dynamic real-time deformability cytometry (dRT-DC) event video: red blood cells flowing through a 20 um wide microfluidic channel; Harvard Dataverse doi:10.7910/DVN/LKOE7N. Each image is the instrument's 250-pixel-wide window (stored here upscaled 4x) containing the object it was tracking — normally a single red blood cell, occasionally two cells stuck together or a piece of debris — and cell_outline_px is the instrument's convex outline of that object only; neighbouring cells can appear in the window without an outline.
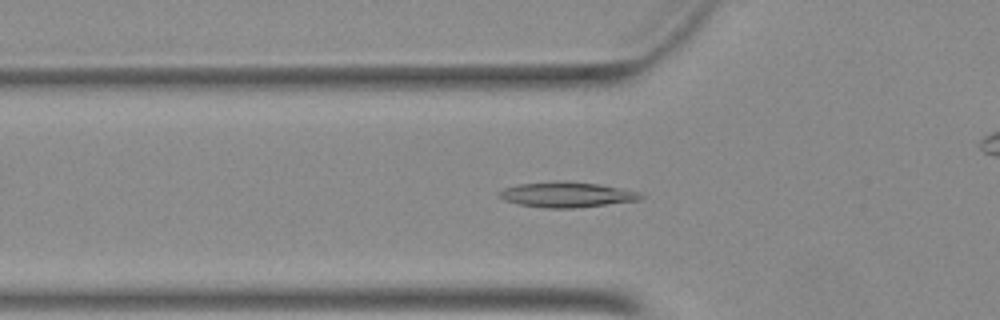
{"species": "Egyptian fruit bat (a non-hibernating species)", "species_latin": "Rousettus aegyptiacus", "temperature_condition": "warm", "stored_images_in_passage": 41, "camera_frame_rate_fps": 3000, "um_per_image_px": 0.085, "animal": {"sex": "female"}, "frame": {"image": 1, "passage_image": 7, "time_ms": 2.0, "image_size_px": [1000, 320], "cell_outline_px": [[644, 196], [640, 200], [576, 208], [544, 208], [520, 204], [504, 200], [496, 196], [496, 192], [504, 188], [520, 184], [564, 180], [600, 184], [644, 192]], "centroid_in_image_um": [48.2, 16.54], "position_along_channel_um": 77.6, "area_um2": 21.21}}
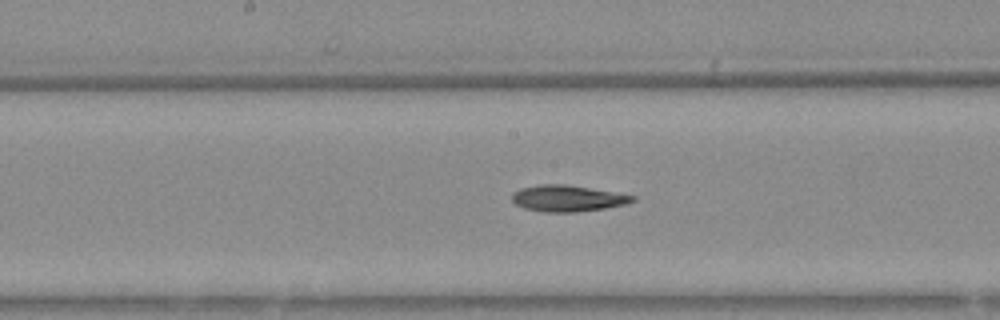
{"frame": {"image": 2, "passage_image": 16, "time_ms": 5.0, "image_size_px": [1000, 320], "cell_outline_px": [[636, 200], [628, 204], [604, 208], [576, 212], [544, 212], [524, 208], [516, 204], [512, 200], [512, 192], [520, 188], [540, 184], [564, 184], [636, 196]], "centroid_in_image_um": [48.22, 16.86], "position_along_channel_um": 200.0, "area_um2": 18.38}}
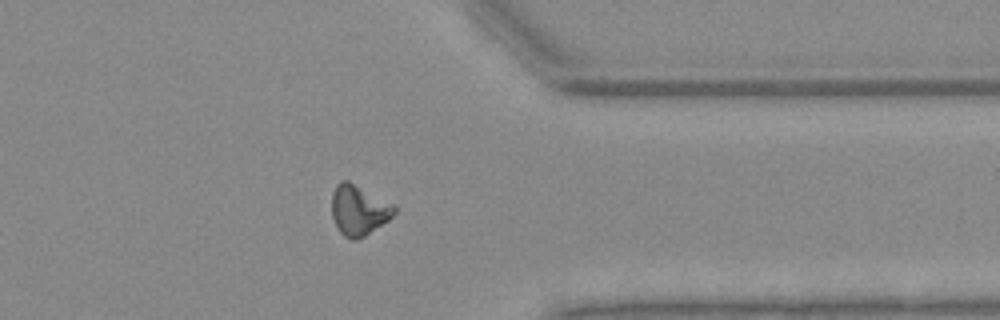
{"frame": {"image": 3, "passage_image": 30, "time_ms": 9.667, "image_size_px": [1000, 320], "cell_outline_px": [[396, 212], [388, 220], [364, 236], [356, 240], [348, 240], [340, 232], [332, 216], [332, 192], [336, 184], [340, 180], [348, 180], [396, 204]], "centroid_in_image_um": [30.5, 17.84], "position_along_channel_um": 380.9, "area_um2": 18.55}}